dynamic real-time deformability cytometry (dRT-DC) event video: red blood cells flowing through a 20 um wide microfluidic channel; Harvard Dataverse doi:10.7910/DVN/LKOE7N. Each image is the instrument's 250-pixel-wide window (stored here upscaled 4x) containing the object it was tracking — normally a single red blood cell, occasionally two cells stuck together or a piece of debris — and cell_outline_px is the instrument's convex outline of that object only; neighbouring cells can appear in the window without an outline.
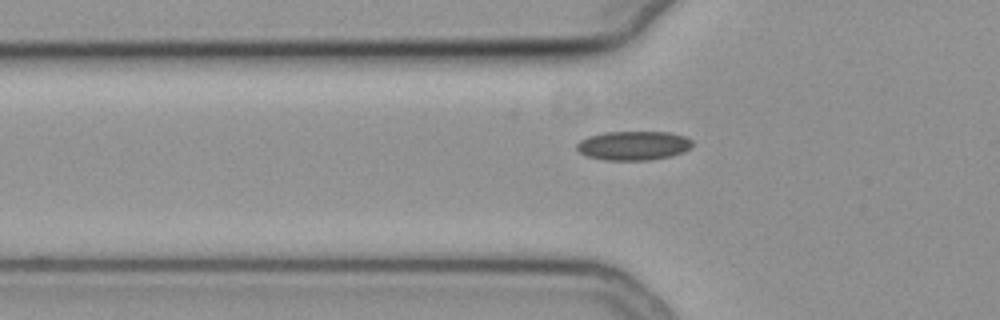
{"species": "common noctule bat (a hibernating species)", "species_latin": "Nyctalus noctula", "temperature_condition": "cold", "stored_images_in_passage": 39, "camera_frame_rate_fps": 3000, "um_per_image_px": 0.085, "animal": {"sex": "female", "body_mass_g": 19.3, "forearm_length_mm": 54.1}, "frame": {"image": 1, "passage_image": 2, "time_ms": 0.333, "image_size_px": [1000, 320], "cell_outline_px": [[692, 144], [684, 152], [672, 156], [648, 160], [604, 160], [588, 156], [580, 152], [576, 148], [576, 144], [580, 140], [588, 136], [604, 132], [668, 132], [684, 136], [692, 140]], "centroid_in_image_um": [53.83, 12.37], "position_along_channel_um": 72.0, "area_um2": 19.59}}
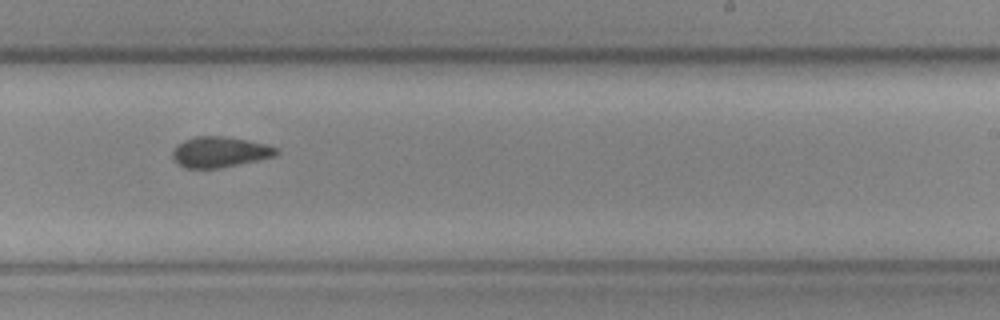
{"frame": {"image": 2, "passage_image": 18, "time_ms": 5.667, "image_size_px": [1000, 320], "cell_outline_px": [[280, 152], [276, 156], [220, 168], [184, 168], [172, 156], [172, 152], [176, 144], [184, 140], [196, 136], [224, 136], [248, 140], [264, 144], [276, 148]], "centroid_in_image_um": [18.67, 12.91], "position_along_channel_um": 270.3, "area_um2": 18.44}}
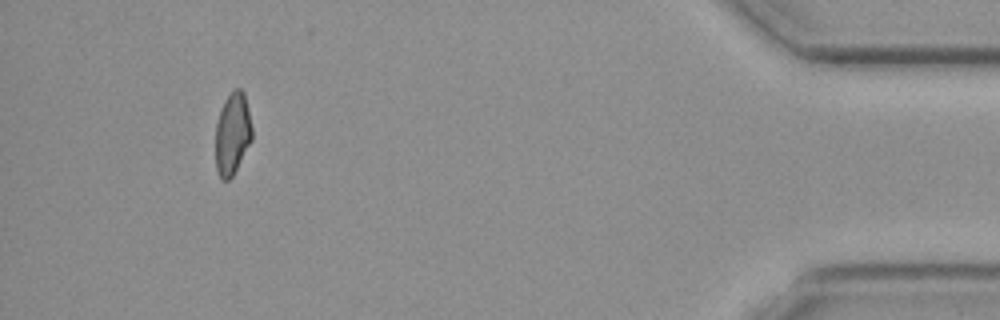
{"frame": {"image": 3, "passage_image": 35, "time_ms": 11.333, "image_size_px": [1000, 320], "cell_outline_px": [[252, 140], [232, 176], [228, 180], [220, 180], [216, 168], [216, 124], [224, 100], [236, 88], [240, 88], [244, 92], [252, 128]], "centroid_in_image_um": [19.76, 11.38], "position_along_channel_um": 415.4, "area_um2": 17.28}, "authors_computed_cell_mechanics": {"area_um2": 18.3804, "velocity_mm_per_s": 3.7201, "shape_relaxation_time_tau1_ms": null, "shape_relaxation_time_tau2_ms": 2.6732, "deformation_change_tau1": null, "deformation_change_tau2": 0.0654}}